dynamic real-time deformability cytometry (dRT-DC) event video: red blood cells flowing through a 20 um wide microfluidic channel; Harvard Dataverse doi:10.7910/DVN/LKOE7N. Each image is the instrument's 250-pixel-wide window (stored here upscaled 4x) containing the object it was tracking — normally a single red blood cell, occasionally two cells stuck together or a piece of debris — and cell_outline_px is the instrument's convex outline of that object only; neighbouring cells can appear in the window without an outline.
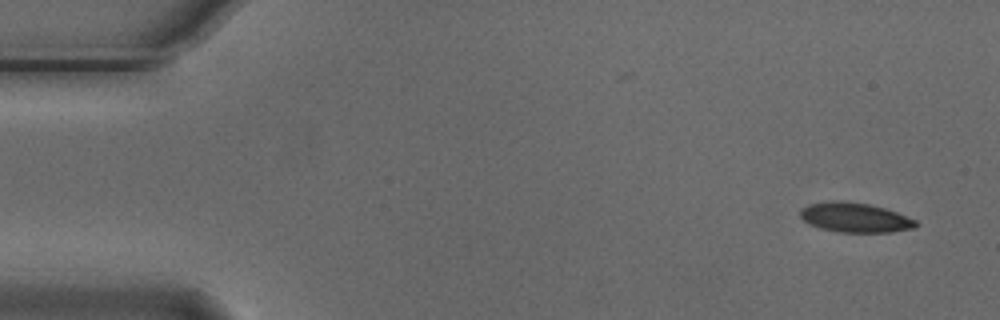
{"species": "Egyptian fruit bat (a non-hibernating species)", "species_latin": "Rousettus aegyptiacus", "temperature_condition": "cold", "stored_images_in_passage": 9, "camera_frame_rate_fps": 3000, "um_per_image_px": 0.085, "animal": {"sex": "male"}, "frame": {"image": 1, "passage_image": 1, "time_ms": 0.0, "image_size_px": [1000, 320], "cell_outline_px": [[920, 224], [916, 228], [892, 232], [836, 232], [820, 228], [804, 220], [800, 216], [800, 208], [808, 204], [832, 200], [840, 200], [868, 204], [884, 208], [896, 212], [916, 220]], "centroid_in_image_um": [72.69, 18.49], "position_along_channel_um": 12.3, "area_um2": 20.06}}
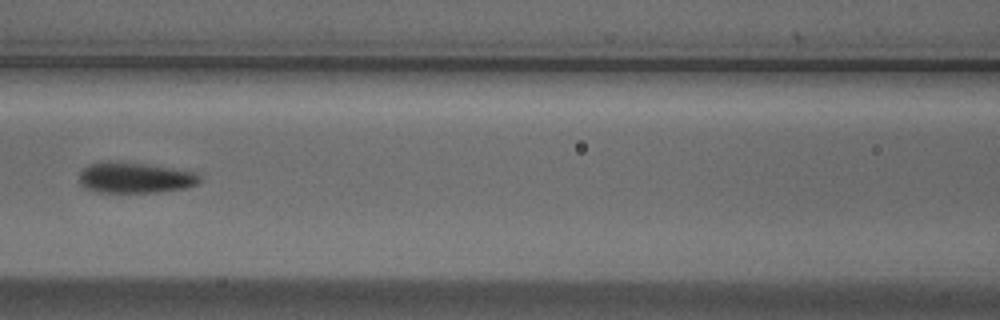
{"frame": {"image": 2, "passage_image": 7, "time_ms": 2.0, "image_size_px": [1000, 320], "cell_outline_px": [[200, 180], [196, 184], [184, 188], [160, 192], [96, 192], [84, 188], [80, 184], [80, 172], [88, 164], [104, 160], [108, 160], [148, 164], [196, 172], [200, 176]], "centroid_in_image_um": [11.43, 15.09], "position_along_channel_um": 155.2, "area_um2": 21.79}}
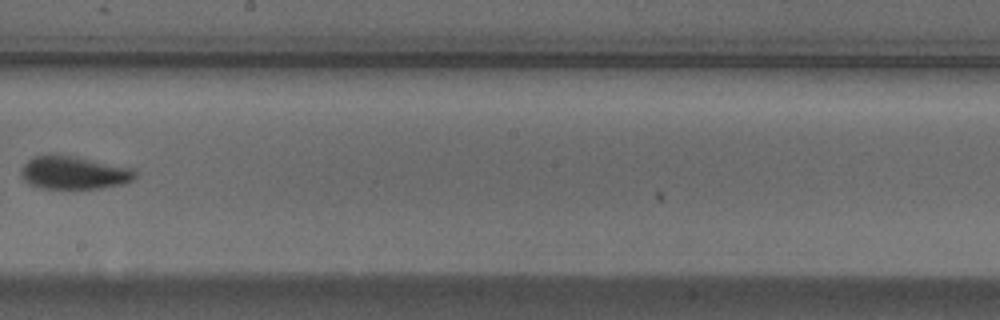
{"frame": {"image": 3, "passage_image": 9, "time_ms": 2.667, "image_size_px": [1000, 320], "cell_outline_px": [[136, 176], [132, 180], [124, 184], [100, 188], [40, 188], [24, 180], [20, 176], [20, 172], [24, 164], [28, 160], [36, 156], [52, 152], [136, 168]], "centroid_in_image_um": [6.29, 14.65], "position_along_channel_um": 241.9, "area_um2": 22.25}}